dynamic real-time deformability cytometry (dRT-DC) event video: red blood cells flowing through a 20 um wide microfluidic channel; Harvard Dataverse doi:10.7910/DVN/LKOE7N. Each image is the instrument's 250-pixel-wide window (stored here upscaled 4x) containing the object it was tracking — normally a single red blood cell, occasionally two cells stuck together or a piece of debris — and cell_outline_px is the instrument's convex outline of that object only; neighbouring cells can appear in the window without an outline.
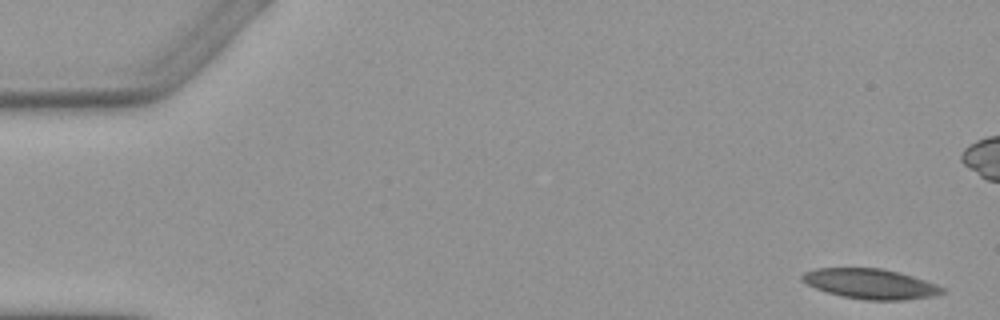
{"species": "Egyptian fruit bat (a non-hibernating species)", "species_latin": "Rousettus aegyptiacus", "temperature_condition": "warm", "stored_images_in_passage": 5, "camera_frame_rate_fps": 3000, "um_per_image_px": 0.085, "animal": {"sex": "female"}, "frame": {"image": 1, "passage_image": 1, "time_ms": 0.0, "image_size_px": [1000, 320], "cell_outline_px": [[948, 292], [936, 296], [904, 300], [864, 300], [840, 296], [816, 288], [800, 280], [800, 276], [804, 272], [816, 268], [880, 268], [900, 272], [948, 288]], "centroid_in_image_um": [74.04, 24.13], "position_along_channel_um": 11.0, "area_um2": 24.85}}